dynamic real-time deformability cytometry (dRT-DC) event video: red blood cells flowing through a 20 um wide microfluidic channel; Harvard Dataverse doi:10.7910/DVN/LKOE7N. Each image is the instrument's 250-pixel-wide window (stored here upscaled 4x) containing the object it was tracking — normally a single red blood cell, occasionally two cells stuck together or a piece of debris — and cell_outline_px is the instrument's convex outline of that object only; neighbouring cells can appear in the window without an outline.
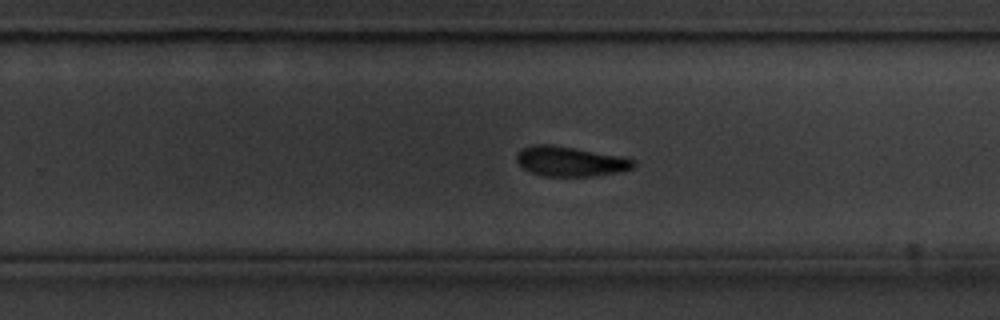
{"species": "common noctule bat (a hibernating species)", "species_latin": "Nyctalus noctula", "temperature_condition": "cold", "stored_images_in_passage": 50, "camera_frame_rate_fps": 3000, "um_per_image_px": 0.085, "animal": {"sex": "male", "body_mass_g": 20.1, "forearm_length_mm": 53.5}, "frame": {"image": 1, "passage_image": 28, "time_ms": 9.0, "image_size_px": [1000, 320], "cell_outline_px": [[636, 164], [632, 168], [620, 172], [592, 176], [544, 176], [532, 172], [524, 168], [516, 160], [516, 156], [524, 148], [532, 144], [552, 144], [576, 148], [620, 156], [636, 160]], "centroid_in_image_um": [48.5, 13.71], "position_along_channel_um": 281.3, "area_um2": 20.23}}
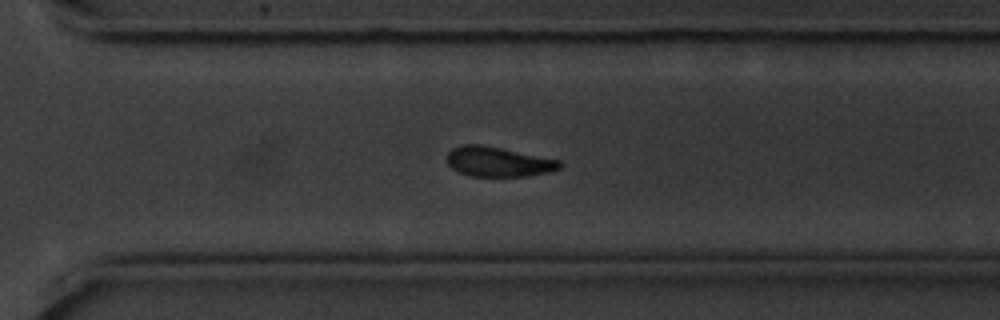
{"frame": {"image": 2, "passage_image": 32, "time_ms": 10.333, "image_size_px": [1000, 320], "cell_outline_px": [[564, 164], [560, 168], [548, 172], [528, 176], [468, 176], [452, 168], [448, 164], [448, 152], [452, 148], [460, 144], [480, 144], [560, 160]], "centroid_in_image_um": [42.34, 13.75], "position_along_channel_um": 328.3, "area_um2": 19.54}}
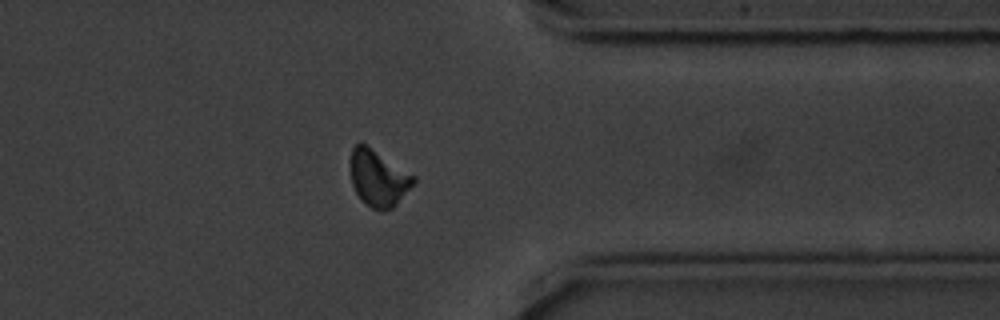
{"frame": {"image": 3, "passage_image": 37, "time_ms": 12.0, "image_size_px": [1000, 320], "cell_outline_px": [[416, 180], [396, 204], [392, 208], [372, 208], [364, 204], [360, 200], [352, 184], [352, 148], [356, 144], [364, 144], [416, 176]], "centroid_in_image_um": [32.17, 15.16], "position_along_channel_um": 379.2, "area_um2": 19.94}, "authors_computed_cell_mechanics": {"area_um2": 21.0392, "velocity_mm_per_s": 3.5295, "shape_relaxation_time_tau1_ms": 2.605, "shape_relaxation_time_tau2_ms": null, "deformation_change_tau1": 0.1011, "deformation_change_tau2": null}}